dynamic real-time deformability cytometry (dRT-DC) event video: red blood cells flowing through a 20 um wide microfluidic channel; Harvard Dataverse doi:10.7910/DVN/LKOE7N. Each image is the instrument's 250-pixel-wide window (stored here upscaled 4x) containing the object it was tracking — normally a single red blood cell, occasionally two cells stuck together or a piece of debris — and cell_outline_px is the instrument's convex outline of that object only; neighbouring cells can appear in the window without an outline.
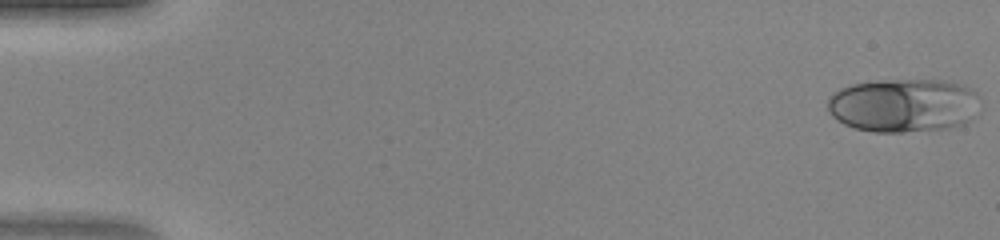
{"species": "human", "species_latin": "Homo sapiens", "temperature_condition": "warm", "stored_images_in_passage": 47, "camera_frame_rate_fps": 3000, "um_per_image_px": 0.085, "donor": {"sex": "female"}, "frame": {"image": 1, "passage_image": 1, "time_ms": 0.0, "image_size_px": [1000, 240], "cell_outline_px": [[976, 92], [968, 120], [964, 124], [948, 128], [900, 132], [872, 132], [856, 128], [844, 124], [836, 120], [828, 112], [828, 96], [832, 92], [840, 88], [852, 84], [876, 80], [940, 80], [956, 84], [968, 88]], "centroid_in_image_um": [76.64, 8.95], "position_along_channel_um": 8.4, "area_um2": 46.99}}
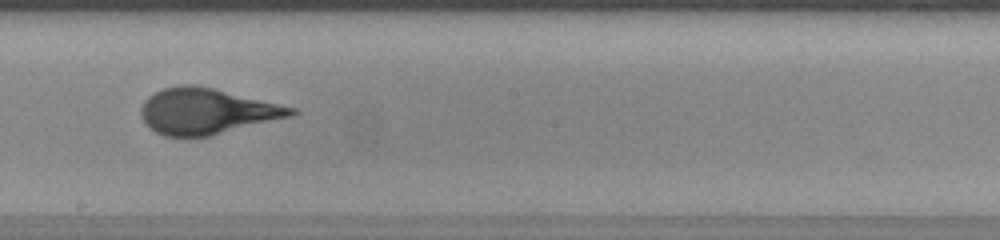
{"frame": {"image": 2, "passage_image": 27, "time_ms": 8.667, "image_size_px": [1000, 240], "cell_outline_px": [[300, 112], [292, 116], [208, 136], [184, 140], [164, 136], [148, 128], [140, 112], [140, 108], [144, 100], [148, 96], [164, 88], [180, 84], [192, 84], [216, 88], [296, 108]], "centroid_in_image_um": [17.53, 9.47], "position_along_channel_um": 230.7, "area_um2": 40.69}}
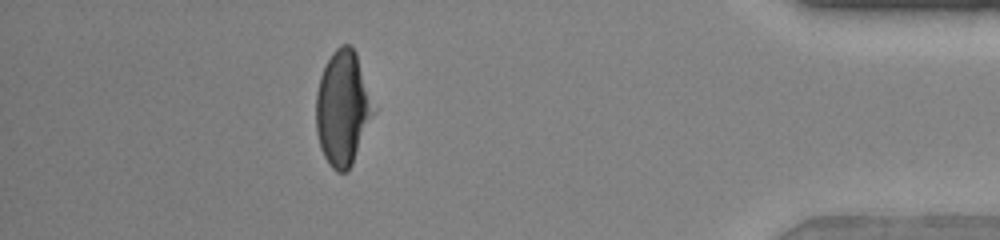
{"frame": {"image": 3, "passage_image": 42, "time_ms": 13.667, "image_size_px": [1000, 240], "cell_outline_px": [[376, 112], [352, 164], [348, 172], [336, 172], [328, 164], [320, 148], [316, 132], [316, 92], [320, 76], [332, 52], [340, 44], [348, 44], [356, 52]], "centroid_in_image_um": [29.13, 9.23], "position_along_channel_um": 406.1, "area_um2": 38.55}}